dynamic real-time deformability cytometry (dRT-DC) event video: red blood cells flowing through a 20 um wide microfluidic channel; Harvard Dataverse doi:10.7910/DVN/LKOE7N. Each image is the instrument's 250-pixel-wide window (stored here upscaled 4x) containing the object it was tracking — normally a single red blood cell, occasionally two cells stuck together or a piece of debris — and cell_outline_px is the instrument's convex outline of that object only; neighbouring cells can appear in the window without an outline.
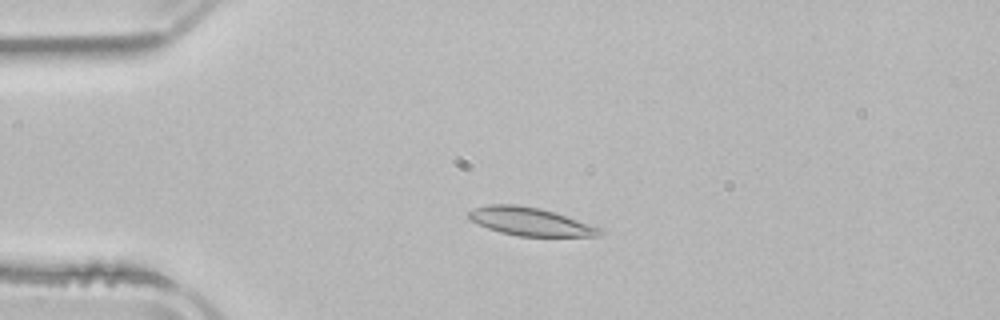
{"species": "common noctule bat (a hibernating species)", "species_latin": "Nyctalus noctula", "temperature_condition": "room temperature", "stored_images_in_passage": 5, "camera_frame_rate_fps": 3000, "um_per_image_px": 0.085, "animal": {"sex": "male", "body_mass_g": 21.5, "forearm_length_mm": 52.0}, "frame": {"image": 1, "passage_image": 4, "time_ms": 3.333, "image_size_px": [1000, 320], "cell_outline_px": [[604, 232], [596, 236], [516, 236], [500, 232], [488, 228], [472, 220], [468, 216], [468, 212], [472, 208], [488, 204], [516, 204], [540, 208], [556, 212], [600, 228]], "centroid_in_image_um": [45.05, 18.82], "position_along_channel_um": 40.0, "area_um2": 21.39}}